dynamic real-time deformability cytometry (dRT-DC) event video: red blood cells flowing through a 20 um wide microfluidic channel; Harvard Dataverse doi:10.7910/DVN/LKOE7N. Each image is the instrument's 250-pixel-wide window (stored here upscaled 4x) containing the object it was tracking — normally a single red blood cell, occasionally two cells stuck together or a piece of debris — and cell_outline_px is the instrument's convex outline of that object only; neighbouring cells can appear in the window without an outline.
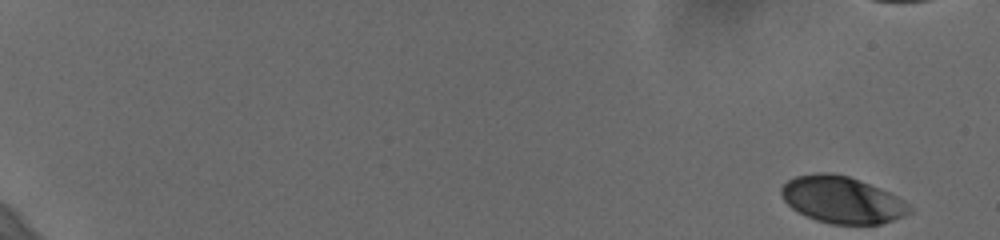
{"species": "human", "species_latin": "Homo sapiens", "temperature_condition": "cold", "stored_images_in_passage": 58, "camera_frame_rate_fps": 3000, "um_per_image_px": 0.085, "donor": {"sex": "female"}, "frame": {"image": 1, "passage_image": 1, "time_ms": 0.0, "image_size_px": [1000, 240], "cell_outline_px": [[912, 212], [904, 216], [880, 224], [832, 224], [816, 220], [792, 208], [784, 200], [780, 192], [780, 188], [788, 180], [796, 176], [820, 172], [832, 172], [848, 176], [860, 180], [880, 188], [904, 200], [912, 208]], "centroid_in_image_um": [71.58, 16.97], "position_along_channel_um": 13.4, "area_um2": 34.85}}
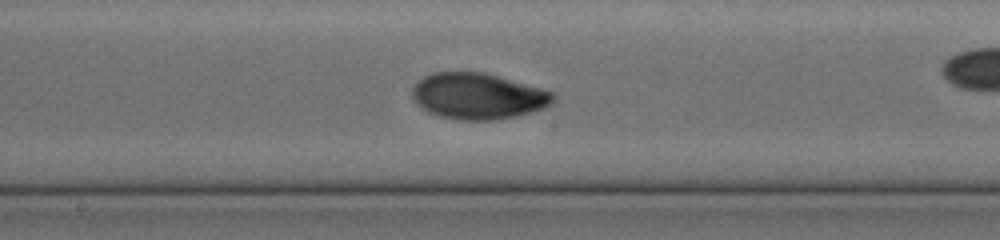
{"frame": {"image": 2, "passage_image": 34, "time_ms": 11.0, "image_size_px": [1000, 240], "cell_outline_px": [[556, 96], [552, 104], [544, 108], [532, 112], [516, 116], [496, 120], [460, 120], [440, 116], [428, 112], [420, 108], [412, 100], [412, 88], [424, 76], [432, 72], [484, 72], [540, 88], [552, 92]], "centroid_in_image_um": [40.61, 8.18], "position_along_channel_um": 207.6, "area_um2": 37.97}}
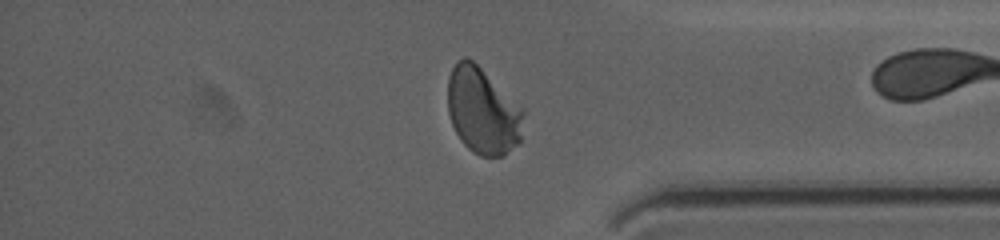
{"frame": {"image": 3, "passage_image": 50, "time_ms": 16.333, "image_size_px": [1000, 240], "cell_outline_px": [[524, 112], [520, 140], [504, 156], [480, 156], [472, 152], [464, 144], [456, 132], [452, 124], [448, 112], [448, 76], [456, 60], [464, 56], [472, 60], [524, 108]], "centroid_in_image_um": [41.02, 9.41], "position_along_channel_um": 394.2, "area_um2": 38.15}, "authors_computed_cell_mechanics": {"area_um2": 36.5296, "velocity_mm_per_s": 3.6201, "shape_relaxation_time_tau1_ms": 4.836, "shape_relaxation_time_tau2_ms": 0.9871, "deformation_change_tau1": 0.1491, "deformation_change_tau2": 0.0381}}